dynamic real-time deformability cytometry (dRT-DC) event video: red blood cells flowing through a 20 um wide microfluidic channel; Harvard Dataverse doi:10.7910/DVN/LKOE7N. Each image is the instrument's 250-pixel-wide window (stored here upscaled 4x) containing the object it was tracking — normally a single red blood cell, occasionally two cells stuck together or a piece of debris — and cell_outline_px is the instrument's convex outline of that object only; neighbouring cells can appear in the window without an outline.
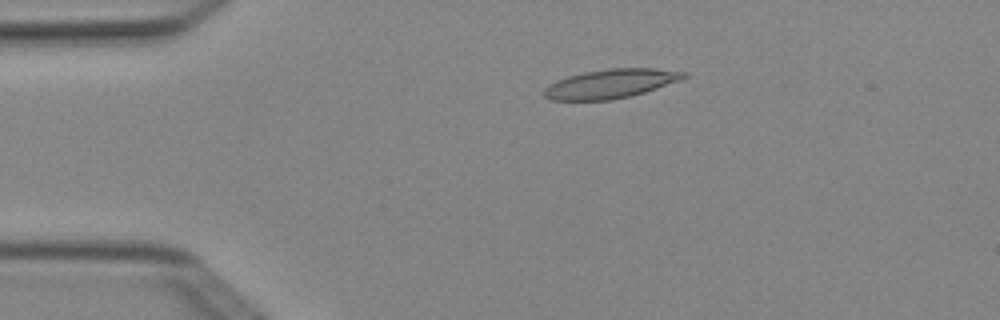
{"species": "Egyptian fruit bat (a non-hibernating species)", "species_latin": "Rousettus aegyptiacus", "temperature_condition": "cold", "stored_images_in_passage": 4, "camera_frame_rate_fps": 3000, "um_per_image_px": 0.085, "animal": {"sex": "female"}, "frame": {"image": 1, "passage_image": 2, "time_ms": 0.333, "image_size_px": [1000, 320], "cell_outline_px": [[688, 76], [680, 80], [632, 96], [612, 100], [552, 100], [544, 96], [544, 88], [548, 84], [556, 80], [568, 76], [584, 72], [608, 68], [656, 68], [688, 72]], "centroid_in_image_um": [51.91, 7.11], "position_along_channel_um": 33.1, "area_um2": 23.76}}